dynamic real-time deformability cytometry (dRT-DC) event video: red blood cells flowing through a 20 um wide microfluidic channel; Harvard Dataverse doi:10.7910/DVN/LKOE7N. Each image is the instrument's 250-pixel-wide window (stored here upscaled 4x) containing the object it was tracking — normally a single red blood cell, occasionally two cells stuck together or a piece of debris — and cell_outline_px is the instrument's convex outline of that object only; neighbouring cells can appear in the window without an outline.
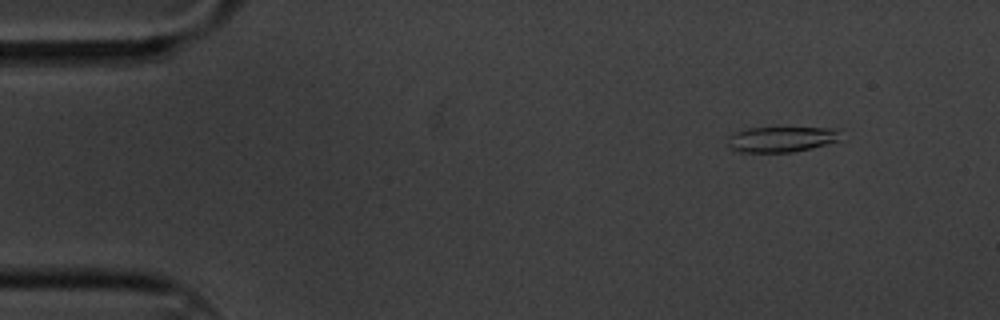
{"species": "common noctule bat (a hibernating species)", "species_latin": "Nyctalus noctula", "temperature_condition": "cold", "stored_images_in_passage": 5, "camera_frame_rate_fps": 3000, "um_per_image_px": 0.085, "animal": {"sex": "male", "body_mass_g": 20.1, "forearm_length_mm": 53.5}, "frame": {"image": 1, "passage_image": 2, "time_ms": 0.333, "image_size_px": [1000, 320], "cell_outline_px": [[840, 140], [812, 148], [792, 152], [740, 152], [732, 148], [728, 144], [728, 136], [736, 132], [748, 128], [836, 128]], "centroid_in_image_um": [66.4, 11.84], "position_along_channel_um": 18.6, "area_um2": 16.53}}